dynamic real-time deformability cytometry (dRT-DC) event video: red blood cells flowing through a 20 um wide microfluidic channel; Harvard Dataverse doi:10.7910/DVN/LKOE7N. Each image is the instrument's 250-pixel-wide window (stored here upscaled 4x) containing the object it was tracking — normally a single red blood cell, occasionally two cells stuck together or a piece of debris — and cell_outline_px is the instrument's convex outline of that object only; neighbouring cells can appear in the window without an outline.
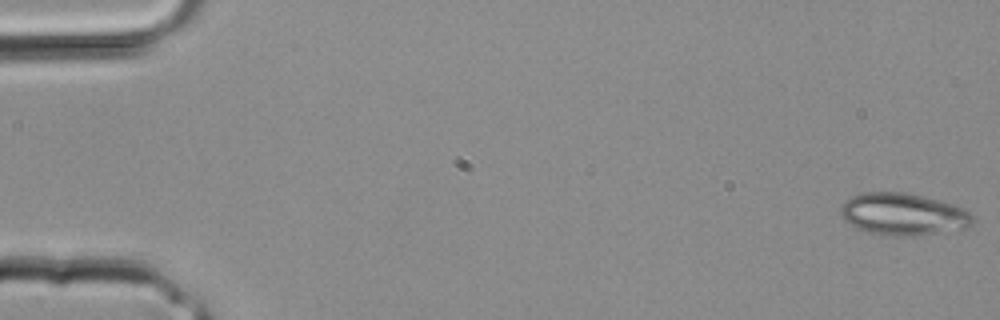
{"species": "common noctule bat (a hibernating species)", "species_latin": "Nyctalus noctula", "temperature_condition": "room temperature", "stored_images_in_passage": 34, "camera_frame_rate_fps": 3000, "um_per_image_px": 0.085, "animal": {"sex": "male", "body_mass_g": 20.4}, "frame": {"image": 1, "passage_image": 1, "time_ms": 0.0, "image_size_px": [1000, 320], "cell_outline_px": [[972, 224], [964, 228], [940, 232], [912, 236], [884, 236], [868, 232], [844, 220], [840, 216], [840, 204], [844, 200], [860, 192], [904, 192], [924, 196], [952, 204], [964, 208], [972, 216]], "centroid_in_image_um": [76.71, 18.2], "position_along_channel_um": 8.3, "area_um2": 32.43}}
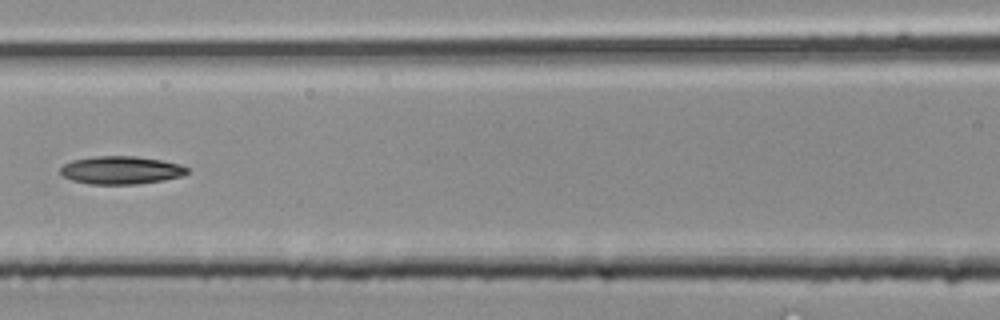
{"frame": {"image": 2, "passage_image": 16, "time_ms": 5.0, "image_size_px": [1000, 320], "cell_outline_px": [[188, 172], [180, 176], [164, 180], [136, 184], [88, 184], [72, 180], [60, 176], [60, 168], [64, 164], [72, 160], [96, 156], [136, 156], [160, 160], [180, 164], [188, 168]], "centroid_in_image_um": [10.24, 14.46], "position_along_channel_um": 156.4, "area_um2": 20.69}}
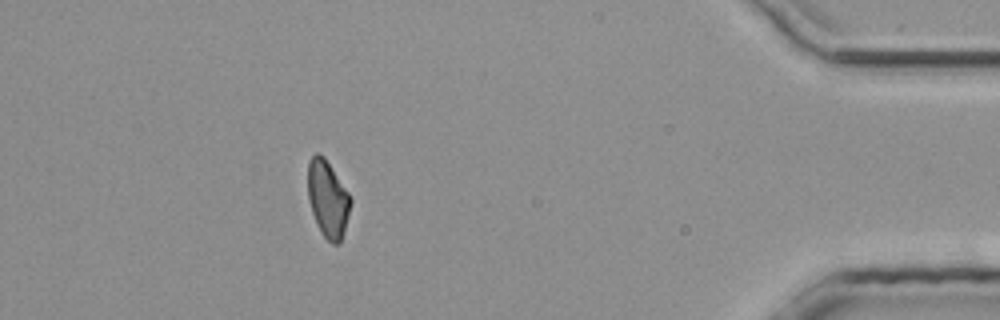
{"frame": {"image": 3, "passage_image": 31, "time_ms": 10.0, "image_size_px": [1000, 320], "cell_outline_px": [[352, 200], [348, 216], [340, 244], [332, 244], [324, 236], [312, 212], [308, 200], [308, 160], [316, 152], [324, 156], [348, 192]], "centroid_in_image_um": [27.86, 16.88], "position_along_channel_um": 407.3, "area_um2": 18.9}}